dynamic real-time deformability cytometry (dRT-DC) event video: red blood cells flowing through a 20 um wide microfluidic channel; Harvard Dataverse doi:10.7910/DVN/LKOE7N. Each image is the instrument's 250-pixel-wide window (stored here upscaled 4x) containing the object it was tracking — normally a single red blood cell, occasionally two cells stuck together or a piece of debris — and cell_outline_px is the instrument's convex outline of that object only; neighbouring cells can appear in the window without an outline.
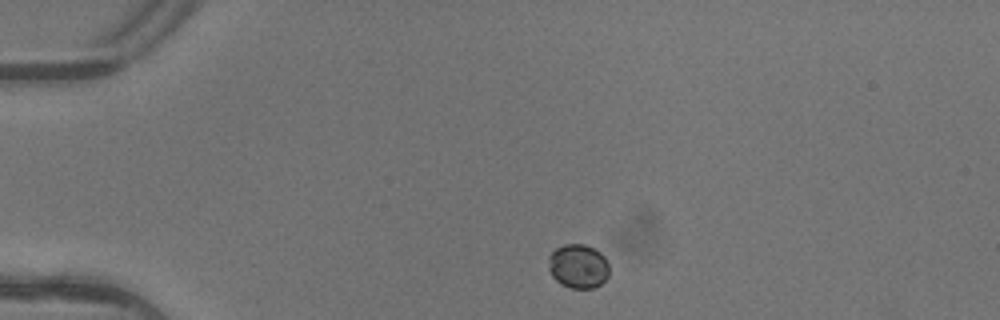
{"species": "common noctule bat (a hibernating species)", "species_latin": "Nyctalus noctula", "temperature_condition": "warm", "stored_images_in_passage": 2, "camera_frame_rate_fps": 3000, "um_per_image_px": 0.085, "animal": {"sex": "female"}, "frame": {"image": 1, "passage_image": 1, "time_ms": 0.0, "image_size_px": [1000, 320], "cell_outline_px": [[608, 276], [600, 284], [592, 288], [572, 288], [560, 284], [552, 276], [548, 268], [548, 256], [556, 248], [564, 244], [584, 244], [600, 252], [604, 256], [608, 264]], "centroid_in_image_um": [49.12, 22.62], "position_along_channel_um": 35.9, "area_um2": 15.61}}